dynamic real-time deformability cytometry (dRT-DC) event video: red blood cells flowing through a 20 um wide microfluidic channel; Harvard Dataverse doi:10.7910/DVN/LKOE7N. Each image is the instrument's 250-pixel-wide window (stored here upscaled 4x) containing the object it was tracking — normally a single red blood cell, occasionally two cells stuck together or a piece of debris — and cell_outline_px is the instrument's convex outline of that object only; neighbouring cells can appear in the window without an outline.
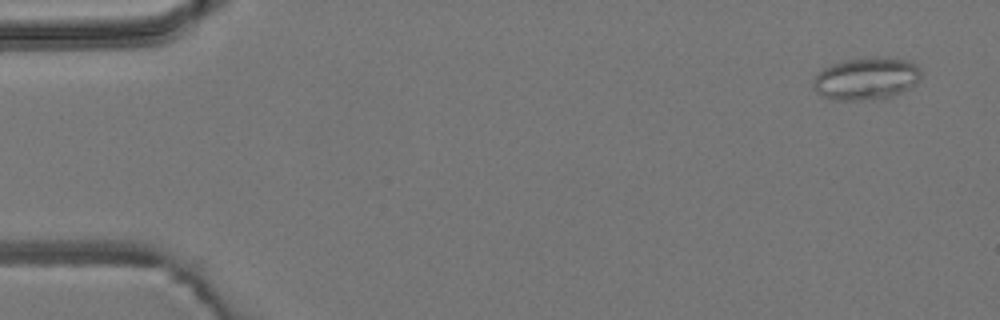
{"species": "common noctule bat (a hibernating species)", "species_latin": "Nyctalus noctula", "temperature_condition": "room temperature", "stored_images_in_passage": 5, "camera_frame_rate_fps": 3000, "um_per_image_px": 0.085, "animal": {"sex": "male", "body_mass_g": 19.2, "forearm_length_mm": 51.8}, "frame": {"image": 1, "passage_image": 1, "time_ms": 0.0, "image_size_px": [1000, 320], "cell_outline_px": [[920, 80], [916, 84], [900, 92], [888, 96], [872, 100], [832, 100], [816, 92], [812, 88], [812, 80], [824, 68], [832, 64], [844, 60], [872, 56], [888, 56], [908, 60], [916, 64], [920, 68]], "centroid_in_image_um": [73.63, 6.66], "position_along_channel_um": 11.4, "area_um2": 26.93}}
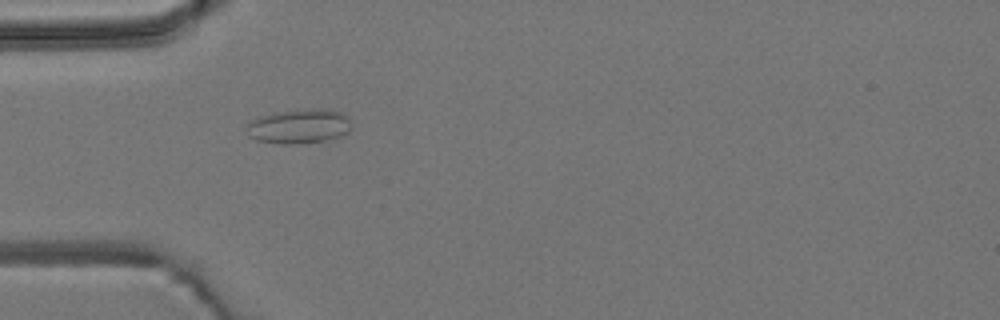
{"frame": {"image": 2, "passage_image": 4, "time_ms": 4.333, "image_size_px": [1000, 320], "cell_outline_px": [[352, 128], [348, 132], [340, 136], [300, 144], [276, 144], [256, 140], [248, 136], [244, 128], [256, 116], [272, 112], [312, 108], [324, 108], [340, 112], [348, 116], [352, 124]], "centroid_in_image_um": [25.38, 10.72], "position_along_channel_um": 59.6, "area_um2": 21.56}}
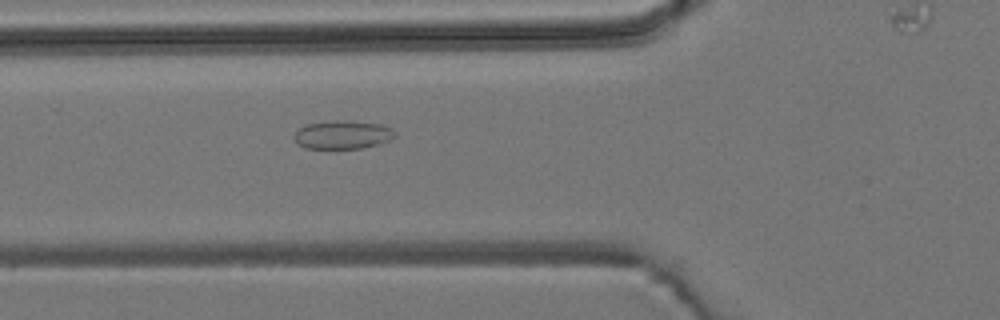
{"frame": {"image": 3, "passage_image": 5, "time_ms": 5.333, "image_size_px": [1000, 320], "cell_outline_px": [[396, 136], [388, 140], [376, 144], [360, 148], [304, 148], [292, 136], [300, 128], [308, 124], [336, 120], [348, 120], [380, 124], [392, 128], [396, 132]], "centroid_in_image_um": [29.14, 11.44], "position_along_channel_um": 96.7, "area_um2": 16.47}}